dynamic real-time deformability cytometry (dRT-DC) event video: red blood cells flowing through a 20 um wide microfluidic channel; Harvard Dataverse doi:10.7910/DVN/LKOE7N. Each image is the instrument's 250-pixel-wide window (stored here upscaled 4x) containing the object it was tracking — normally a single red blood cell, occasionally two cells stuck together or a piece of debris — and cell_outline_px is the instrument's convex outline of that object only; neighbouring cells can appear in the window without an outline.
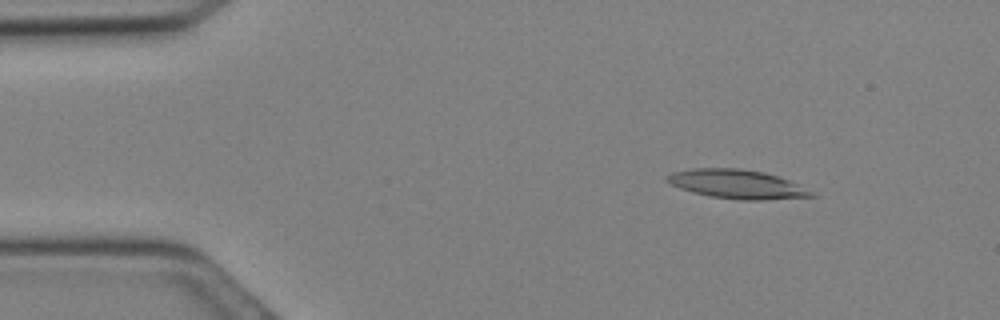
{"species": "Egyptian fruit bat (a non-hibernating species)", "species_latin": "Rousettus aegyptiacus", "temperature_condition": "cold", "stored_images_in_passage": 19, "camera_frame_rate_fps": 3000, "um_per_image_px": 0.085, "animal": {"sex": "female"}, "frame": {"image": 1, "passage_image": 1, "time_ms": 0.0, "image_size_px": [1000, 320], "cell_outline_px": [[816, 196], [764, 200], [744, 200], [712, 196], [692, 192], [680, 188], [664, 180], [664, 176], [672, 172], [692, 168], [740, 168], [764, 172], [788, 180], [812, 192]], "centroid_in_image_um": [62.58, 15.64], "position_along_channel_um": 22.4, "area_um2": 24.1}}
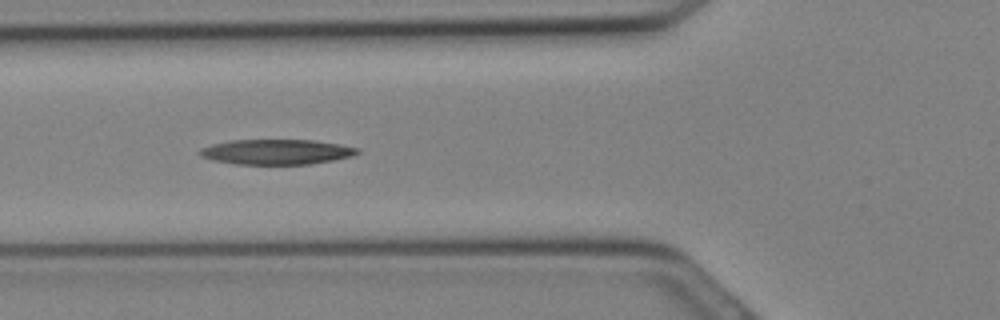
{"frame": {"image": 2, "passage_image": 8, "time_ms": 2.333, "image_size_px": [1000, 320], "cell_outline_px": [[360, 152], [352, 156], [332, 160], [308, 164], [236, 164], [212, 160], [200, 156], [196, 152], [200, 148], [212, 144], [232, 140], [316, 140], [340, 144], [360, 148]], "centroid_in_image_um": [23.48, 12.9], "position_along_channel_um": 102.3, "area_um2": 23.18}}
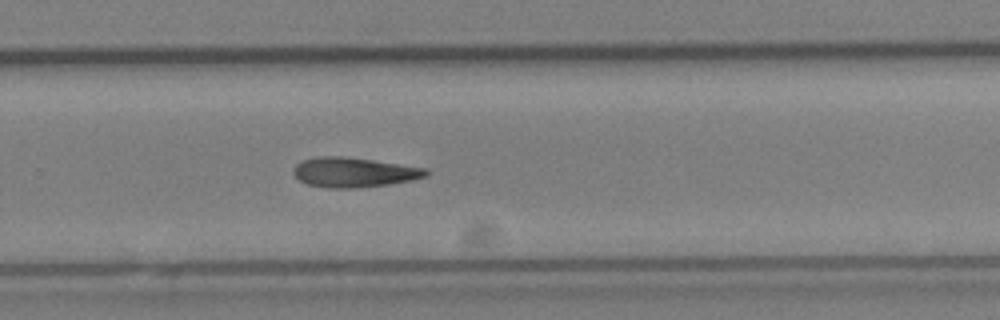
{"frame": {"image": 3, "passage_image": 17, "time_ms": 5.333, "image_size_px": [1000, 320], "cell_outline_px": [[428, 176], [412, 180], [388, 184], [356, 188], [328, 188], [308, 184], [300, 180], [292, 172], [292, 168], [296, 164], [304, 160], [316, 156], [340, 156], [372, 160], [428, 168]], "centroid_in_image_um": [30.08, 14.64], "position_along_channel_um": 299.7, "area_um2": 22.95}}